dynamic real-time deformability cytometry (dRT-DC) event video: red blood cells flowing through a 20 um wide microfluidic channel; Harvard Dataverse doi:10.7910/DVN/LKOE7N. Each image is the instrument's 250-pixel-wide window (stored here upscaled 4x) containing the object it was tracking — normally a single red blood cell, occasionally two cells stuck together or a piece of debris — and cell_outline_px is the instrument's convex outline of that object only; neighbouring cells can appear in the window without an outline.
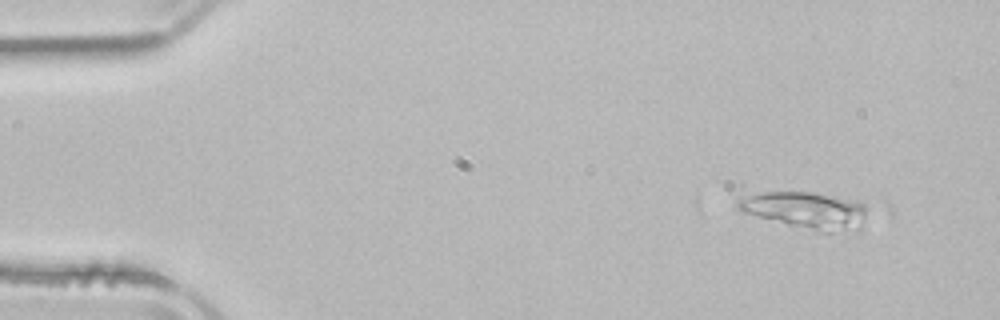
{"species": "common noctule bat (a hibernating species)", "species_latin": "Nyctalus noctula", "temperature_condition": "room temperature", "stored_images_in_passage": 4, "camera_frame_rate_fps": 3000, "um_per_image_px": 0.085, "animal": {"sex": "male", "body_mass_g": 21.5, "forearm_length_mm": 52.0}, "frame": {"image": 1, "passage_image": 1, "time_ms": 0.0, "image_size_px": [1000, 320], "cell_outline_px": [[864, 216], [860, 232], [816, 232], [740, 212], [736, 208], [736, 196], [764, 192], [808, 192], [856, 200], [864, 204]], "centroid_in_image_um": [68.44, 17.89], "position_along_channel_um": 16.6, "area_um2": 28.26}}